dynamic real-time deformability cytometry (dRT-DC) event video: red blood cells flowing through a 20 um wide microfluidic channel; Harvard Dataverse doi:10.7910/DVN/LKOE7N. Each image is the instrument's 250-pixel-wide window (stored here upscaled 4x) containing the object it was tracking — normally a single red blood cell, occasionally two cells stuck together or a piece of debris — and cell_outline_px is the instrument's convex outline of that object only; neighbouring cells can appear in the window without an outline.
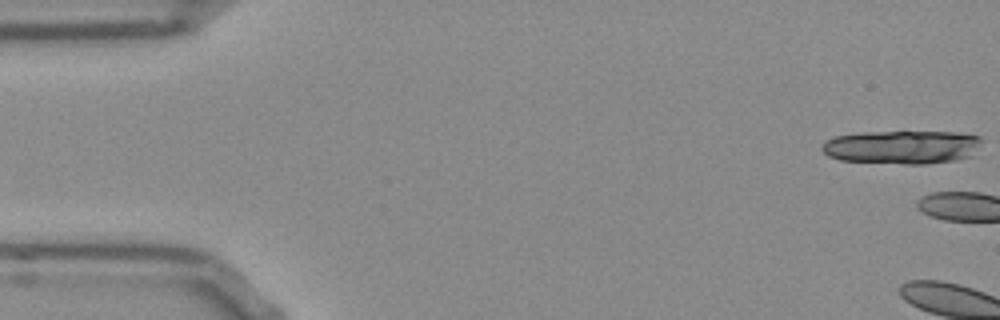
{"species": "Egyptian fruit bat (a non-hibernating species)", "species_latin": "Rousettus aegyptiacus", "temperature_condition": "room temperature", "stored_images_in_passage": 3, "camera_frame_rate_fps": 3000, "um_per_image_px": 0.085, "frame": {"image": 1, "passage_image": 1, "time_ms": 0.0, "image_size_px": [1000, 320], "cell_outline_px": [[980, 140], [968, 156], [956, 160], [928, 164], [904, 164], [840, 160], [828, 156], [820, 148], [828, 140], [836, 136], [860, 132], [952, 132], [980, 136]], "centroid_in_image_um": [76.6, 12.5], "position_along_channel_um": 8.4, "area_um2": 30.75}}